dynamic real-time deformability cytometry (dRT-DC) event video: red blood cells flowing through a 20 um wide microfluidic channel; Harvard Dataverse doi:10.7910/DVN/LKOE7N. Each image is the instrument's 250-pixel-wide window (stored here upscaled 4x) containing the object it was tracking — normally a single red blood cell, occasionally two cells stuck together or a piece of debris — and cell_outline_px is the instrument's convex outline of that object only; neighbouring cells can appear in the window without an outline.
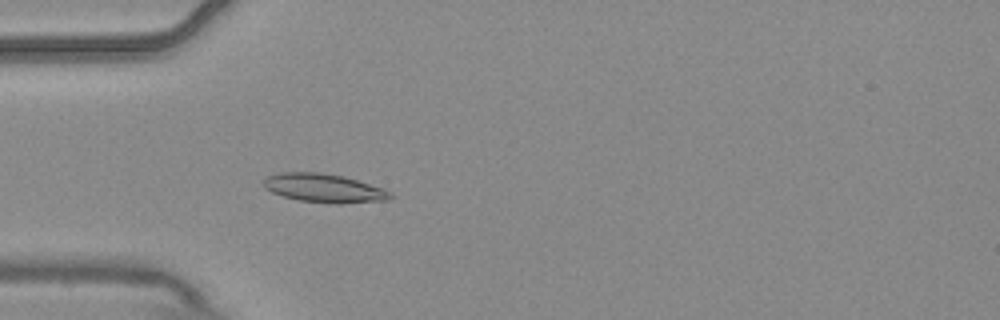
{"species": "common noctule bat (a hibernating species)", "species_latin": "Nyctalus noctula", "temperature_condition": "warm", "stored_images_in_passage": 4, "camera_frame_rate_fps": 3000, "um_per_image_px": 0.085, "animal": {"sex": "male", "body_mass_g": 20.4}, "frame": {"image": 1, "passage_image": 4, "time_ms": 1.0, "image_size_px": [1000, 320], "cell_outline_px": [[396, 196], [388, 200], [340, 204], [336, 204], [300, 200], [284, 196], [272, 192], [264, 188], [264, 180], [268, 176], [280, 172], [320, 172], [344, 176], [384, 188], [392, 192]], "centroid_in_image_um": [27.61, 15.99], "position_along_channel_um": 57.4, "area_um2": 21.33}}